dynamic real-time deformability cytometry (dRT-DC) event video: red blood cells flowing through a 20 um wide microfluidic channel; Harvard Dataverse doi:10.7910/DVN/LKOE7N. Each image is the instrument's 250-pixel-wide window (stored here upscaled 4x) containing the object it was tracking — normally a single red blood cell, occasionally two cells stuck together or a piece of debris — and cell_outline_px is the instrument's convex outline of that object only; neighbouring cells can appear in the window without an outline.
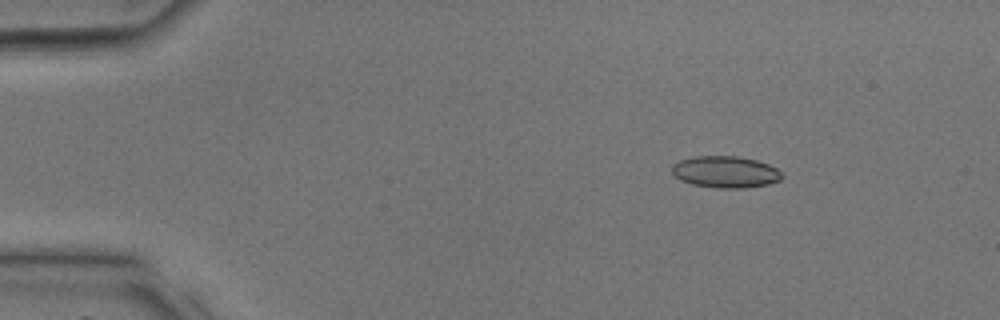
{"species": "common noctule bat (a hibernating species)", "species_latin": "Nyctalus noctula", "temperature_condition": "room temperature", "stored_images_in_passage": 36, "camera_frame_rate_fps": 3000, "um_per_image_px": 0.085, "animal": {"sex": "male", "body_mass_g": 17.9, "forearm_length_mm": 54.2}, "frame": {"image": 1, "passage_image": 6, "time_ms": 1.667, "image_size_px": [1000, 320], "cell_outline_px": [[784, 176], [780, 180], [768, 184], [744, 188], [720, 188], [692, 184], [680, 180], [672, 172], [672, 164], [680, 160], [692, 156], [736, 156], [756, 160], [768, 164], [776, 168]], "centroid_in_image_um": [61.65, 14.61], "position_along_channel_um": 23.3, "area_um2": 20.29}}
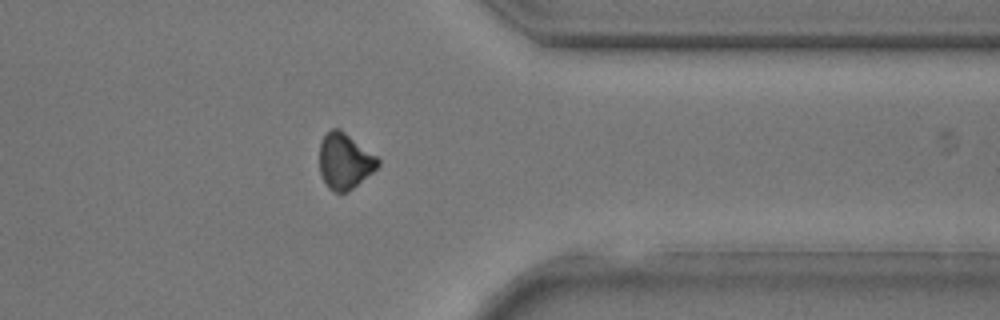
{"frame": {"image": 2, "passage_image": 29, "time_ms": 9.333, "image_size_px": [1000, 320], "cell_outline_px": [[380, 164], [372, 172], [348, 192], [336, 192], [328, 188], [320, 172], [320, 140], [332, 128], [340, 128], [376, 156], [380, 160]], "centroid_in_image_um": [29.29, 13.69], "position_along_channel_um": 382.1, "area_um2": 18.79}}
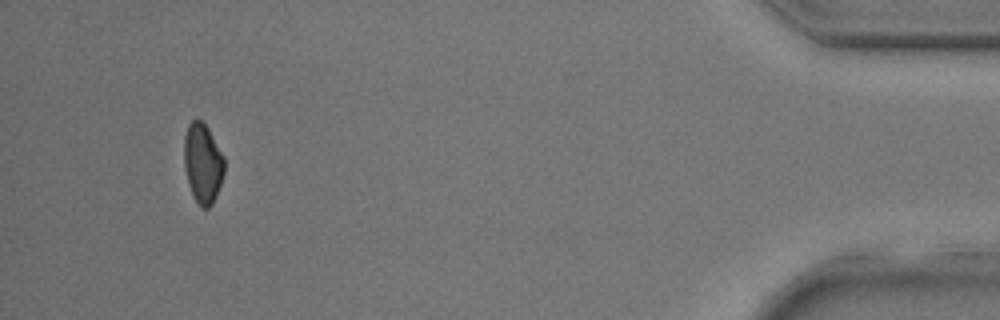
{"frame": {"image": 3, "passage_image": 34, "time_ms": 11.0, "image_size_px": [1000, 320], "cell_outline_px": [[224, 172], [216, 196], [212, 204], [208, 208], [200, 208], [192, 196], [188, 184], [184, 168], [184, 136], [188, 124], [192, 120], [200, 120], [208, 128], [224, 156]], "centroid_in_image_um": [17.22, 13.9], "position_along_channel_um": 418.0, "area_um2": 18.84}}